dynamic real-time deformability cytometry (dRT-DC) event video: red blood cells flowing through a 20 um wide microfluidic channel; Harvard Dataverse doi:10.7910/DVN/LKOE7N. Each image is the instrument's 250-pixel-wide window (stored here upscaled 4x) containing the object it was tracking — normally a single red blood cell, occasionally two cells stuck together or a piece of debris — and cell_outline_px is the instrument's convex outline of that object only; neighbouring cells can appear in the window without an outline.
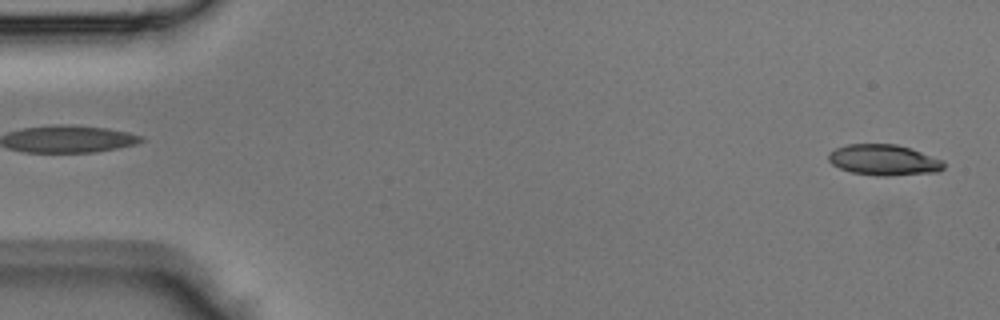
{"species": "Egyptian fruit bat (a non-hibernating species)", "species_latin": "Rousettus aegyptiacus", "temperature_condition": "room temperature", "stored_images_in_passage": 43, "camera_frame_rate_fps": 3000, "um_per_image_px": 0.085, "animal": {"sex": "male"}, "frame": {"image": 1, "passage_image": 1, "time_ms": 0.0, "image_size_px": [1000, 320], "cell_outline_px": [[944, 168], [940, 172], [888, 176], [876, 176], [852, 172], [840, 168], [832, 164], [828, 160], [828, 152], [836, 148], [848, 144], [896, 144], [944, 160]], "centroid_in_image_um": [75.13, 13.61], "position_along_channel_um": 9.9, "area_um2": 20.75}}
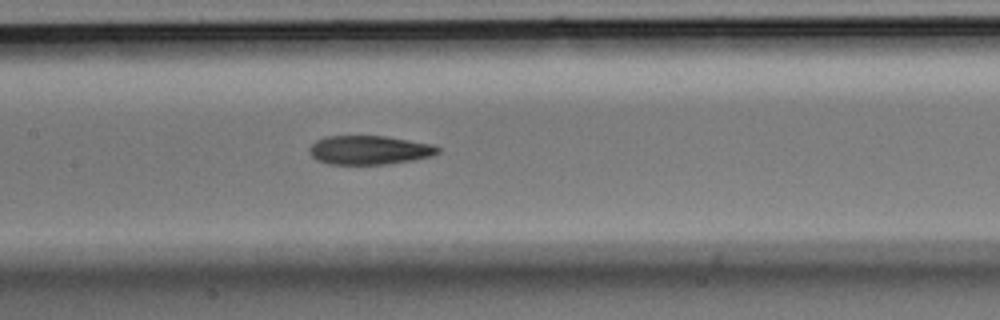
{"frame": {"image": 2, "passage_image": 20, "time_ms": 6.333, "image_size_px": [1000, 320], "cell_outline_px": [[440, 152], [432, 156], [412, 160], [388, 164], [328, 164], [316, 160], [308, 152], [308, 148], [316, 140], [328, 136], [384, 136], [432, 144], [440, 148]], "centroid_in_image_um": [31.37, 12.76], "position_along_channel_um": 176.0, "area_um2": 21.68}}
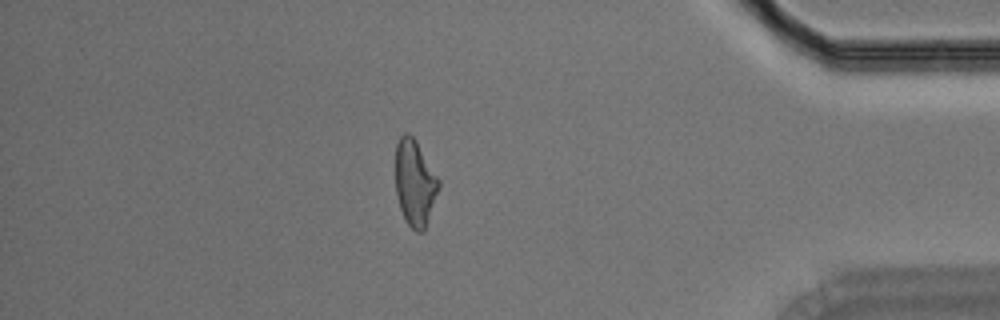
{"frame": {"image": 3, "passage_image": 37, "time_ms": 12.0, "image_size_px": [1000, 320], "cell_outline_px": [[440, 188], [424, 228], [420, 232], [416, 232], [404, 220], [400, 208], [396, 192], [396, 144], [400, 136], [404, 132], [408, 132], [416, 140], [440, 180]], "centroid_in_image_um": [35.26, 15.51], "position_along_channel_um": 399.9, "area_um2": 21.62}}